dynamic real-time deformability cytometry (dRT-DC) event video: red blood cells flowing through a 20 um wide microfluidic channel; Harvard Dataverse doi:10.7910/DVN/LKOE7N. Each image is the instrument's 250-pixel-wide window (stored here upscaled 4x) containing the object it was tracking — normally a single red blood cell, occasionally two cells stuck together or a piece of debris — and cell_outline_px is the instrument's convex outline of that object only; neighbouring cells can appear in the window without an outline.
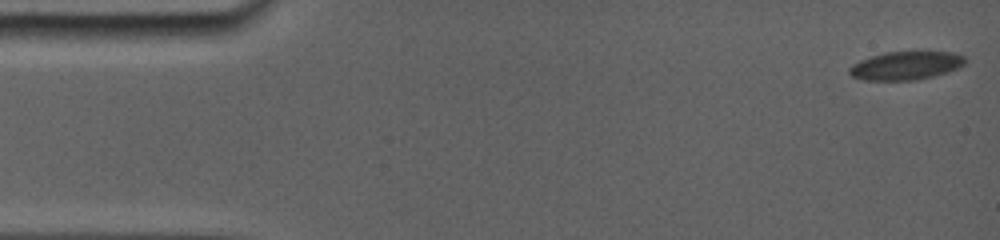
{"species": "common noctule bat (a hibernating species)", "species_latin": "Nyctalus noctula", "temperature_condition": "room temperature", "stored_images_in_passage": 53, "camera_frame_rate_fps": 5000, "um_per_image_px": 0.085, "animal": {"sex": "female", "body_mass_g": 19.0, "forearm_length_mm": 56.7}, "frame": {"image": 1, "passage_image": 1, "time_ms": 0.0, "image_size_px": [1000, 240], "cell_outline_px": [[964, 64], [960, 68], [948, 72], [916, 80], [864, 80], [852, 76], [848, 72], [848, 68], [852, 64], [860, 60], [884, 52], [952, 52], [964, 56]], "centroid_in_image_um": [76.98, 5.58], "position_along_channel_um": 8.0, "area_um2": 19.07}}
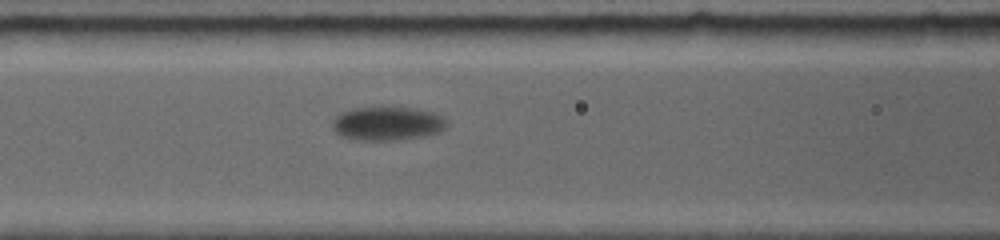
{"frame": {"image": 2, "passage_image": 23, "time_ms": 7.2, "image_size_px": [1000, 240], "cell_outline_px": [[444, 124], [440, 128], [432, 132], [408, 136], [380, 140], [372, 140], [348, 136], [340, 132], [332, 124], [336, 116], [340, 112], [352, 108], [416, 108], [432, 112], [440, 116], [444, 120]], "centroid_in_image_um": [32.85, 10.43], "position_along_channel_um": 133.8, "area_um2": 20.52}}
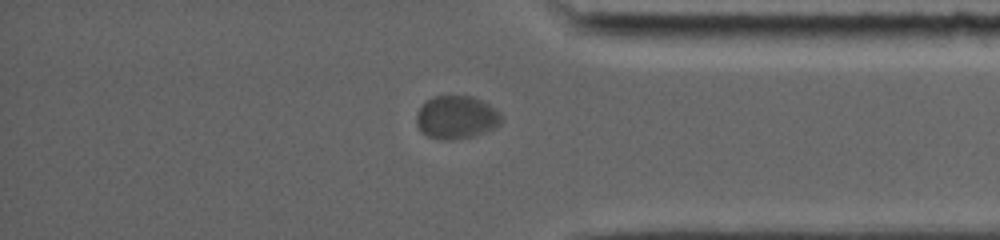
{"frame": {"image": 3, "passage_image": 45, "time_ms": 14.8, "image_size_px": [1000, 240], "cell_outline_px": [[504, 120], [500, 124], [484, 132], [472, 136], [452, 140], [440, 140], [428, 136], [416, 124], [416, 112], [432, 96], [472, 96], [488, 104], [500, 112]], "centroid_in_image_um": [38.8, 9.97], "position_along_channel_um": 396.4, "area_um2": 21.21}}